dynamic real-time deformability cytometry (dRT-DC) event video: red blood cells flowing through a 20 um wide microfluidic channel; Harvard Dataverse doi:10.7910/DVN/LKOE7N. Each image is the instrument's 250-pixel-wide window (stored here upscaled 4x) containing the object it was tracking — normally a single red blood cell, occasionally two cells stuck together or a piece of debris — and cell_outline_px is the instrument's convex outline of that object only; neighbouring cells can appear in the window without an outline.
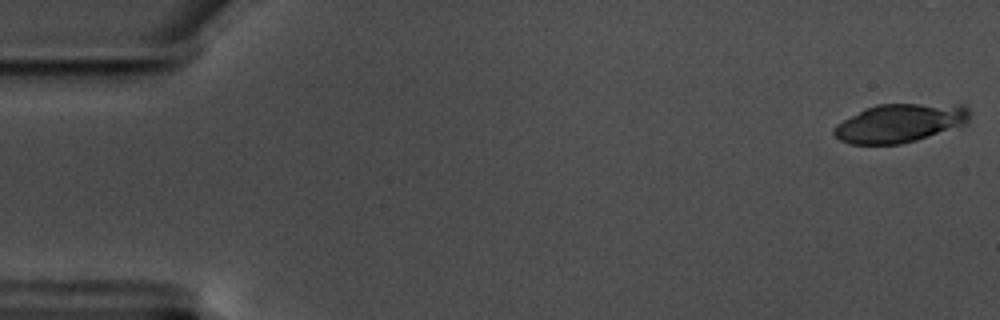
{"species": "common noctule bat (a hibernating species)", "species_latin": "Nyctalus noctula", "temperature_condition": "warm", "stored_images_in_passage": 57, "camera_frame_rate_fps": 3000, "um_per_image_px": 0.085, "animal": {"sex": "male", "body_mass_g": 17.5, "forearm_length_mm": 52.3}, "frame": {"image": 1, "passage_image": 1, "time_ms": 0.0, "image_size_px": [1000, 320], "cell_outline_px": [[972, 112], [968, 124], [960, 128], [916, 140], [900, 144], [848, 144], [840, 140], [832, 132], [832, 128], [836, 124], [864, 108], [876, 104], [968, 104]], "centroid_in_image_um": [76.58, 10.45], "position_along_channel_um": 8.4, "area_um2": 31.33}}
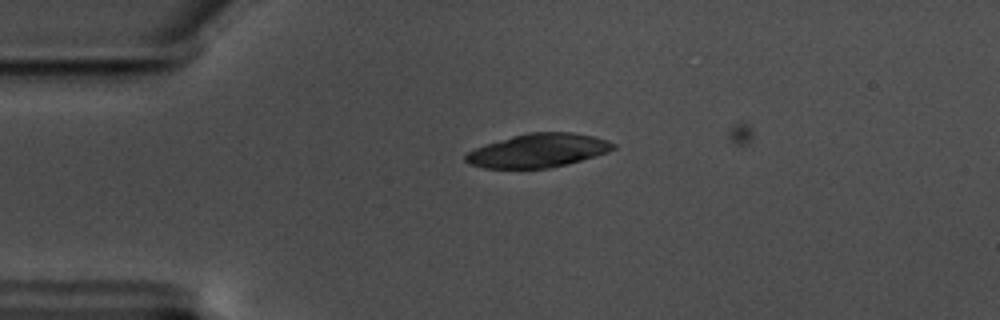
{"frame": {"image": 2, "passage_image": 13, "time_ms": 4.0, "image_size_px": [1000, 320], "cell_outline_px": [[616, 148], [608, 152], [596, 156], [568, 164], [548, 168], [484, 168], [468, 164], [464, 160], [464, 156], [468, 152], [484, 144], [512, 136], [528, 132], [572, 132], [592, 136], [608, 140], [616, 144]], "centroid_in_image_um": [45.74, 12.79], "position_along_channel_um": 39.3, "area_um2": 29.07}}